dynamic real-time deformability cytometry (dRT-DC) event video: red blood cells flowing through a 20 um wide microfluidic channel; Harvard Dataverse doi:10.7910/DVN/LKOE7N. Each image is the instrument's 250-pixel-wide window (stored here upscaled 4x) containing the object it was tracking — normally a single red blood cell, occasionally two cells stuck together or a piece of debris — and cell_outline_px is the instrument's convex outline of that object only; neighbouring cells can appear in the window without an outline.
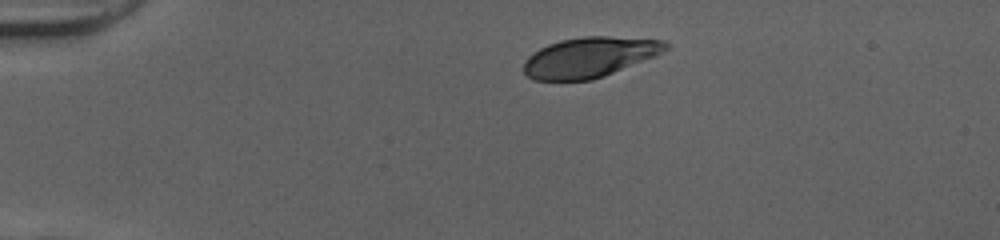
{"species": "human", "species_latin": "Homo sapiens", "temperature_condition": "cold", "stored_images_in_passage": 41, "camera_frame_rate_fps": 3000, "um_per_image_px": 0.085, "donor": {"sex": "female"}, "frame": {"image": 1, "passage_image": 1, "time_ms": 0.0, "image_size_px": [1000, 240], "cell_outline_px": [[672, 44], [664, 52], [656, 56], [604, 76], [592, 80], [532, 80], [524, 72], [524, 60], [532, 52], [548, 44], [560, 40], [584, 36], [608, 36], [664, 40]], "centroid_in_image_um": [50.13, 4.86], "position_along_channel_um": 34.9, "area_um2": 33.47}}
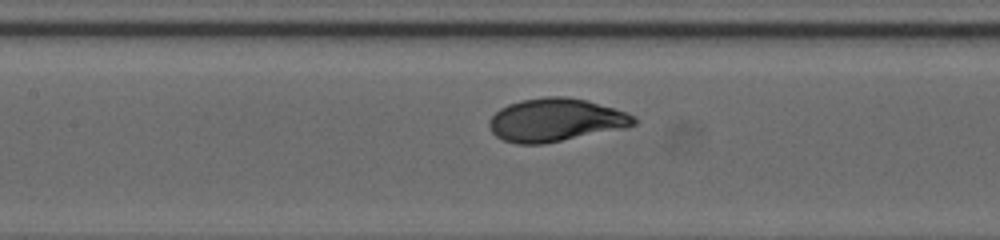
{"frame": {"image": 2, "passage_image": 15, "time_ms": 4.667, "image_size_px": [1000, 240], "cell_outline_px": [[636, 124], [628, 128], [544, 144], [516, 144], [504, 140], [496, 136], [492, 132], [488, 124], [488, 120], [500, 108], [508, 104], [520, 100], [544, 96], [564, 96], [584, 100], [612, 108], [636, 116]], "centroid_in_image_um": [47.22, 10.21], "position_along_channel_um": 160.2, "area_um2": 36.47}}
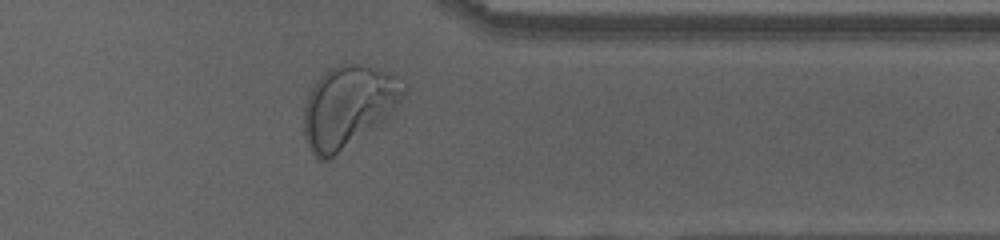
{"frame": {"image": 3, "passage_image": 32, "time_ms": 10.333, "image_size_px": [1000, 240], "cell_outline_px": [[408, 88], [404, 96], [384, 120], [328, 160], [316, 160], [304, 136], [304, 104], [308, 92], [316, 80], [328, 68], [340, 64], [360, 64], [396, 76], [408, 84]], "centroid_in_image_um": [29.57, 9.04], "position_along_channel_um": 381.8, "area_um2": 47.28}, "authors_computed_cell_mechanics": {"area_um2": 36.0094, "velocity_mm_per_s": 3.9876, "shape_relaxation_time_tau1_ms": 2.2663, "shape_relaxation_time_tau2_ms": null, "deformation_change_tau1": 0.138, "deformation_change_tau2": null}}